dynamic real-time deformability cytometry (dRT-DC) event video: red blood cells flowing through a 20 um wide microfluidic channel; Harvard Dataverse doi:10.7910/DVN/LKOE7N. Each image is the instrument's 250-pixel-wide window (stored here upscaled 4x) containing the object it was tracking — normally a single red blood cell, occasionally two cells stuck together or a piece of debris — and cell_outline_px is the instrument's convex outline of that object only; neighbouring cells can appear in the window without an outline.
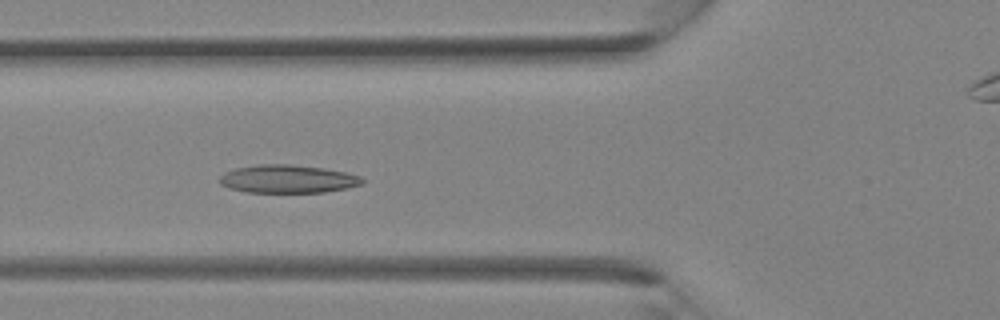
{"species": "Egyptian fruit bat (a non-hibernating species)", "species_latin": "Rousettus aegyptiacus", "temperature_condition": "room temperature", "stored_images_in_passage": 34, "camera_frame_rate_fps": 3000, "um_per_image_px": 0.085, "animal": {"sex": "female"}, "frame": {"image": 1, "passage_image": 10, "time_ms": 3.0, "image_size_px": [1000, 320], "cell_outline_px": [[364, 184], [348, 188], [324, 192], [248, 192], [228, 188], [220, 184], [220, 176], [224, 172], [236, 168], [256, 164], [292, 164], [324, 168], [344, 172], [360, 176], [364, 180]], "centroid_in_image_um": [24.46, 15.21], "position_along_channel_um": 101.3, "area_um2": 23.47}}
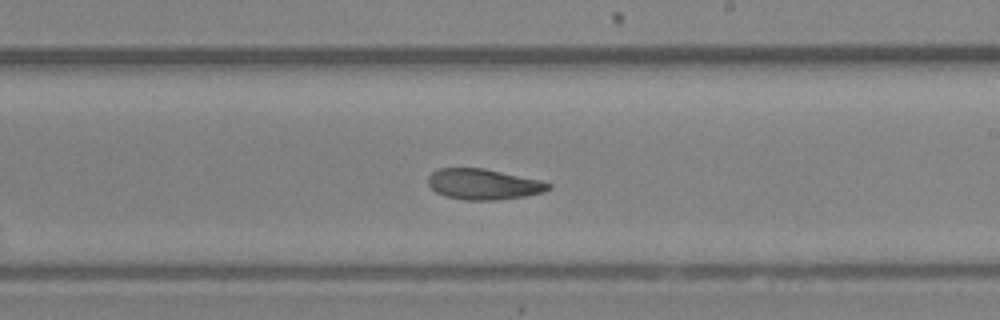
{"frame": {"image": 2, "passage_image": 18, "time_ms": 5.667, "image_size_px": [1000, 320], "cell_outline_px": [[552, 188], [544, 192], [524, 196], [496, 200], [464, 200], [444, 196], [436, 192], [428, 184], [428, 176], [432, 172], [440, 168], [484, 168], [540, 180], [552, 184]], "centroid_in_image_um": [41.09, 15.66], "position_along_channel_um": 247.9, "area_um2": 21.56}}
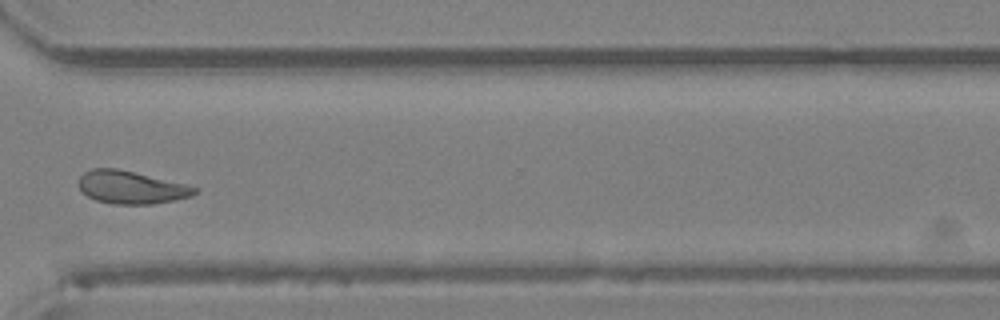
{"frame": {"image": 3, "passage_image": 24, "time_ms": 7.667, "image_size_px": [1000, 320], "cell_outline_px": [[200, 188], [192, 196], [152, 204], [112, 204], [96, 200], [88, 196], [76, 184], [80, 176], [84, 172], [92, 168], [116, 168], [184, 184]], "centroid_in_image_um": [11.1, 15.92], "position_along_channel_um": 359.5, "area_um2": 21.96}}